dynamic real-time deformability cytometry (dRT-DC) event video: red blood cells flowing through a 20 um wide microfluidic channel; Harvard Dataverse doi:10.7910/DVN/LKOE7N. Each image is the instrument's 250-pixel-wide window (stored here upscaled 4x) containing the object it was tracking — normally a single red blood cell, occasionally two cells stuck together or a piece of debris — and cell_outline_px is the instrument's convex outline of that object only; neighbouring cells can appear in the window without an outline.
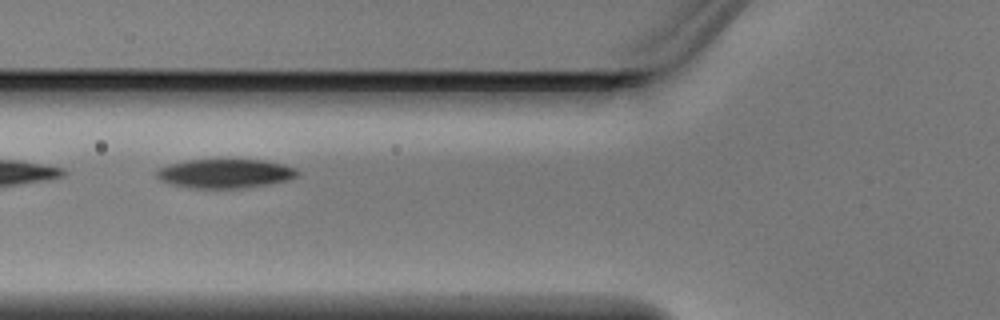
{"species": "Egyptian fruit bat (a non-hibernating species)", "species_latin": "Rousettus aegyptiacus", "temperature_condition": "warm", "stored_images_in_passage": 5, "camera_frame_rate_fps": 3000, "um_per_image_px": 0.085, "animal": {"sex": "male"}, "frame": {"image": 1, "passage_image": 5, "time_ms": 1.333, "image_size_px": [1000, 320], "cell_outline_px": [[300, 176], [288, 180], [268, 184], [240, 188], [188, 188], [172, 184], [160, 180], [156, 176], [156, 172], [160, 168], [172, 164], [188, 160], [264, 160], [284, 164], [296, 168], [300, 172]], "centroid_in_image_um": [19.19, 14.75], "position_along_channel_um": 106.6, "area_um2": 23.81}}